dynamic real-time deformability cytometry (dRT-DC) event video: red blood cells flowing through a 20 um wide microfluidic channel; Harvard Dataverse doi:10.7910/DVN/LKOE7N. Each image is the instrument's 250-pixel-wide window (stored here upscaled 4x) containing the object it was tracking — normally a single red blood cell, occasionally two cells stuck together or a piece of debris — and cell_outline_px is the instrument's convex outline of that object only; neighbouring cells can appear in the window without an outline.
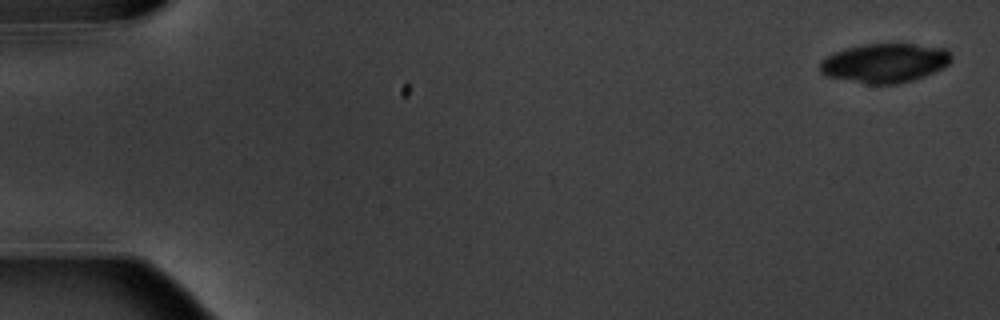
{"species": "common noctule bat (a hibernating species)", "species_latin": "Nyctalus noctula", "temperature_condition": "warm", "stored_images_in_passage": 5, "camera_frame_rate_fps": 3000, "um_per_image_px": 0.085, "animal": {"sex": "male", "body_mass_g": 20.1, "forearm_length_mm": 53.5}, "frame": {"image": 1, "passage_image": 1, "time_ms": 0.0, "image_size_px": [1000, 320], "cell_outline_px": [[952, 60], [948, 64], [924, 76], [912, 80], [896, 84], [868, 84], [828, 76], [820, 72], [820, 60], [836, 52], [848, 48], [864, 44], [912, 44], [944, 48], [952, 56]], "centroid_in_image_um": [75.2, 5.35], "position_along_channel_um": 9.8, "area_um2": 29.54}}